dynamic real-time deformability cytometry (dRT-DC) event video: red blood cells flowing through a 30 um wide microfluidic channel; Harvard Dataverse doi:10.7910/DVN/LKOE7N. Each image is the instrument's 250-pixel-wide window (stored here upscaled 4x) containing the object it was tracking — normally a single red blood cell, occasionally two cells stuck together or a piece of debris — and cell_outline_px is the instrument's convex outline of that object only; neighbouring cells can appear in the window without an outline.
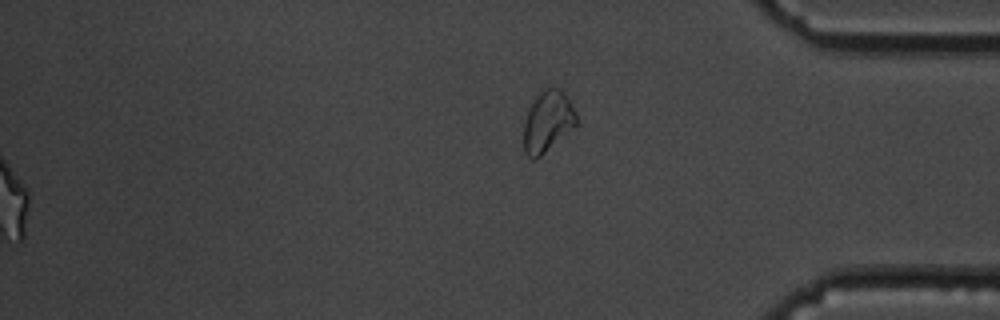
{"species": "common noctule bat (a hibernating species)", "species_latin": "Nyctalus noctula", "temperature_condition": "cold", "stored_images_in_passage": 57, "segment_of_instrument_passage": [2, 2], "camera_frame_rate_fps": 3000, "um_per_image_px": 0.085, "animal": {"sex": "male", "body_mass_g": 19.5, "forearm_length_mm": 54.6}, "frame": {"image": 1, "passage_image": 57, "time_ms": 18.667, "image_size_px": [1000, 320], "cell_outline_px": [[576, 124], [536, 160], [532, 160], [524, 152], [524, 124], [528, 108], [532, 96], [544, 88], [552, 84], [560, 88], [564, 92], [576, 116]], "centroid_in_image_um": [46.49, 10.26], "position_along_channel_um": 388.7, "area_um2": 18.84}}